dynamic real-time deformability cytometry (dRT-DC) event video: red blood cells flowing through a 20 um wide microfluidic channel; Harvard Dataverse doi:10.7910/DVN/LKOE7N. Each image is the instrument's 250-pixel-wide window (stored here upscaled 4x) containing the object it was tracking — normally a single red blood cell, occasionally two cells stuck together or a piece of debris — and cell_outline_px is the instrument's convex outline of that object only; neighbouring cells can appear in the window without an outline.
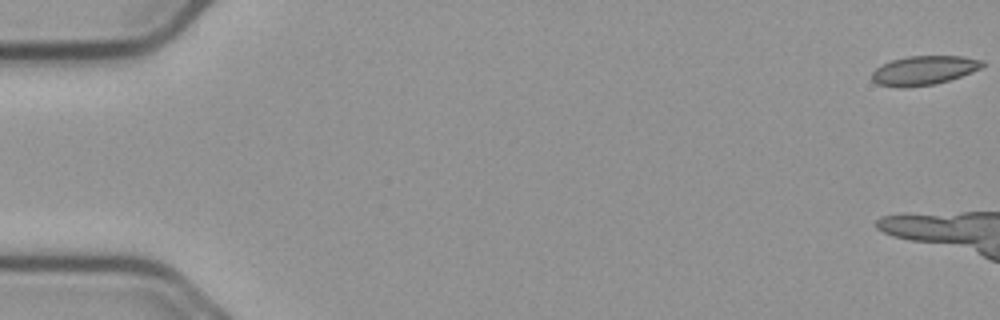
{"species": "common noctule bat (a hibernating species)", "species_latin": "Nyctalus noctula", "temperature_condition": "cold", "stored_images_in_passage": 8, "camera_frame_rate_fps": 3000, "um_per_image_px": 0.085, "animal": {"sex": "male", "body_mass_g": 23.1, "forearm_length_mm": 52.7}, "frame": {"image": 1, "passage_image": 1, "time_ms": 0.0, "image_size_px": [1000, 320], "cell_outline_px": [[984, 64], [980, 68], [972, 72], [936, 84], [908, 88], [900, 88], [876, 84], [872, 80], [872, 72], [876, 68], [892, 60], [908, 56], [964, 56], [984, 60]], "centroid_in_image_um": [78.52, 5.99], "position_along_channel_um": 6.5, "area_um2": 18.84}}